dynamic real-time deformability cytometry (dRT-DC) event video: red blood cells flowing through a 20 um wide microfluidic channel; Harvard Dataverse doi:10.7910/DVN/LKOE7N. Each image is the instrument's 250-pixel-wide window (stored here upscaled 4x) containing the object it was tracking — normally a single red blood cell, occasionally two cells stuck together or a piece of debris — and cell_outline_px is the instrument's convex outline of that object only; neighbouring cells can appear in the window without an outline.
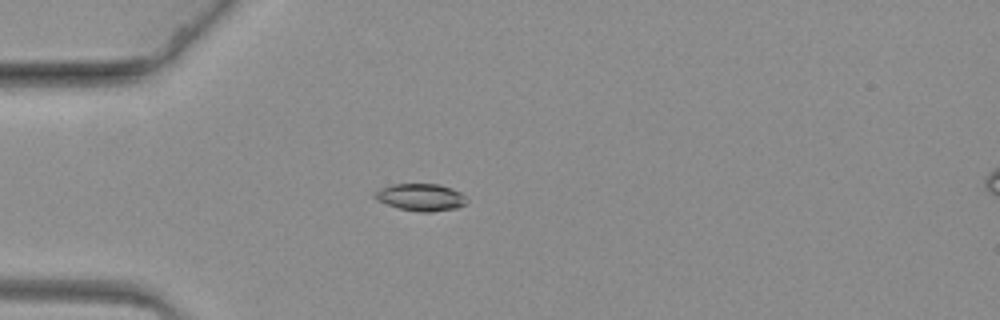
{"species": "common noctule bat (a hibernating species)", "species_latin": "Nyctalus noctula", "temperature_condition": "warm", "stored_images_in_passage": 46, "camera_frame_rate_fps": 3000, "um_per_image_px": 0.085, "animal": {"sex": "female", "body_mass_g": 19.3, "forearm_length_mm": 54.1}, "frame": {"image": 1, "passage_image": 1, "time_ms": 0.0, "image_size_px": [1000, 320], "cell_outline_px": [[468, 204], [456, 208], [432, 212], [420, 212], [396, 208], [376, 200], [372, 196], [372, 192], [380, 188], [392, 184], [440, 184], [452, 188], [460, 192], [468, 200]], "centroid_in_image_um": [35.74, 16.77], "position_along_channel_um": 49.3, "area_um2": 14.91}}
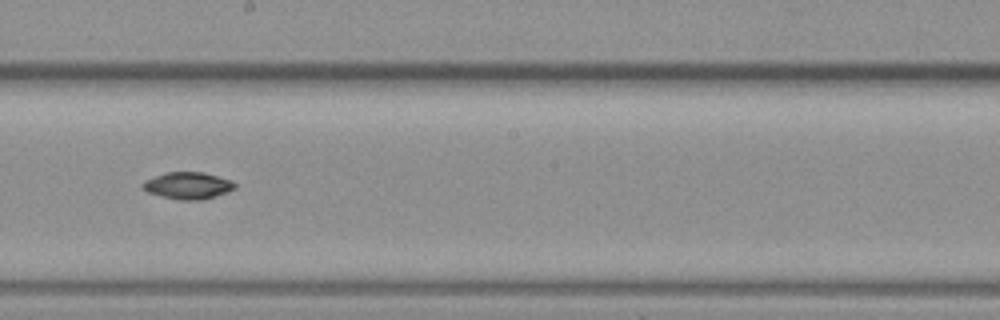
{"frame": {"image": 2, "passage_image": 19, "time_ms": 6.0, "image_size_px": [1000, 320], "cell_outline_px": [[236, 188], [228, 192], [204, 200], [180, 200], [160, 196], [148, 192], [140, 188], [140, 184], [144, 180], [164, 172], [204, 172], [232, 180], [236, 184]], "centroid_in_image_um": [15.95, 15.77], "position_along_channel_um": 232.2, "area_um2": 14.8}}
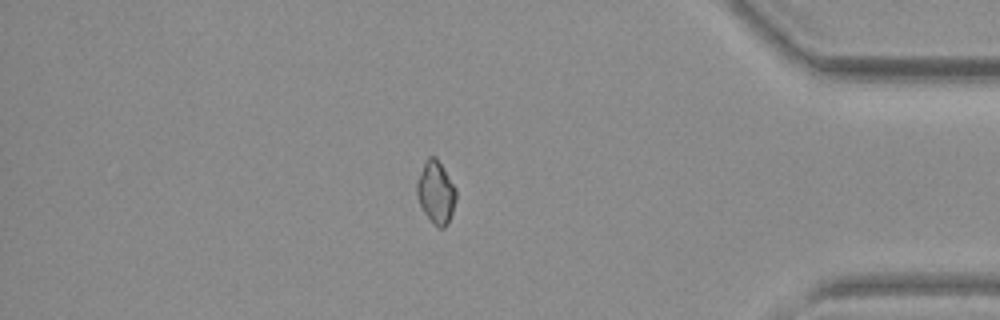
{"frame": {"image": 3, "passage_image": 37, "time_ms": 12.0, "image_size_px": [1000, 320], "cell_outline_px": [[456, 200], [452, 212], [444, 228], [436, 228], [424, 212], [416, 196], [416, 184], [424, 164], [428, 156], [436, 156], [456, 188]], "centroid_in_image_um": [37.05, 16.35], "position_along_channel_um": 398.1, "area_um2": 14.16}}